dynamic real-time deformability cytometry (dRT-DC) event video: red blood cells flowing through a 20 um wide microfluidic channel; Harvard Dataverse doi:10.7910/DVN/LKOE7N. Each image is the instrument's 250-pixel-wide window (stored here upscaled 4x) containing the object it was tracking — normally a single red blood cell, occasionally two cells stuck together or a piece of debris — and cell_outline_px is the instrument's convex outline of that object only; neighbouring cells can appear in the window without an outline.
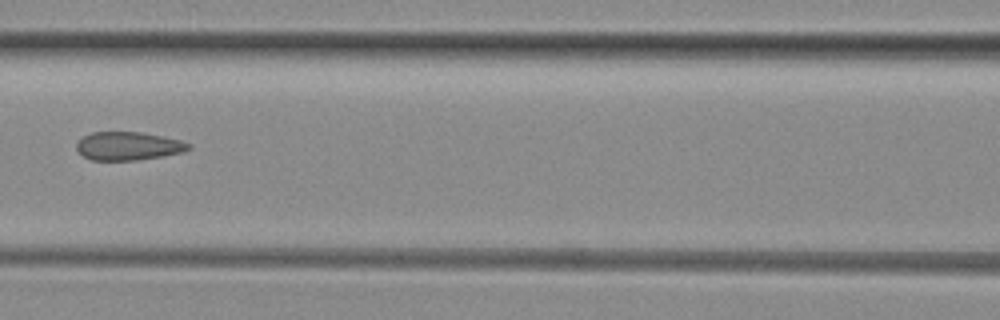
{"species": "common noctule bat (a hibernating species)", "species_latin": "Nyctalus noctula", "temperature_condition": "room temperature", "stored_images_in_passage": 7, "camera_frame_rate_fps": 3000, "um_per_image_px": 0.085, "animal": {"sex": "female", "body_mass_g": 29.2, "forearm_length_mm": 56.3}, "frame": {"image": 1, "passage_image": 6, "time_ms": 7.0, "image_size_px": [1000, 320], "cell_outline_px": [[192, 148], [184, 152], [164, 156], [136, 160], [92, 160], [84, 156], [76, 148], [76, 144], [84, 136], [92, 132], [140, 132], [180, 140], [192, 144]], "centroid_in_image_um": [10.94, 12.42], "position_along_channel_um": 155.7, "area_um2": 18.44}}
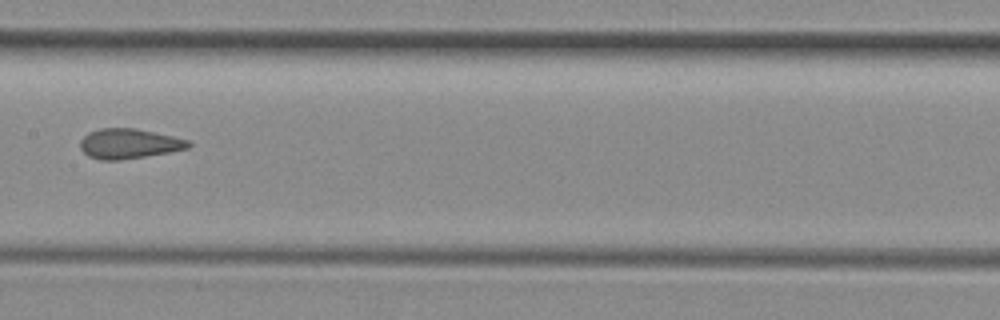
{"frame": {"image": 2, "passage_image": 7, "time_ms": 8.0, "image_size_px": [1000, 320], "cell_outline_px": [[192, 144], [188, 148], [168, 152], [120, 160], [100, 160], [88, 156], [80, 148], [80, 140], [88, 132], [100, 128], [136, 128], [172, 136], [188, 140]], "centroid_in_image_um": [10.93, 12.2], "position_along_channel_um": 196.5, "area_um2": 18.79}}